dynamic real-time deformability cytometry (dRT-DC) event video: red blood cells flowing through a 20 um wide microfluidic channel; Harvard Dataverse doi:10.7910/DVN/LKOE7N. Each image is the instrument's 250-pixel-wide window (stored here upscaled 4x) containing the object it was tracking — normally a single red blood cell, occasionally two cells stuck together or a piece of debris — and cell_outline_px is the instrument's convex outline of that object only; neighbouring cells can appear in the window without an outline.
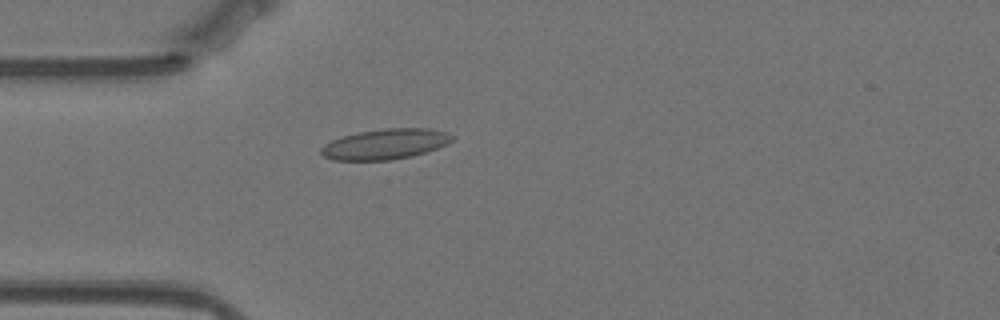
{"species": "Egyptian fruit bat (a non-hibernating species)", "species_latin": "Rousettus aegyptiacus", "temperature_condition": "warm", "stored_images_in_passage": 37, "camera_frame_rate_fps": 3000, "um_per_image_px": 0.085, "animal": {"sex": "female"}, "frame": {"image": 1, "passage_image": 2, "time_ms": 0.333, "image_size_px": [1000, 320], "cell_outline_px": [[456, 136], [448, 144], [412, 156], [388, 160], [332, 160], [324, 156], [320, 152], [320, 148], [324, 144], [332, 140], [344, 136], [360, 132], [384, 128], [428, 128], [448, 132]], "centroid_in_image_um": [32.77, 12.24], "position_along_channel_um": 52.2, "area_um2": 23.18}}
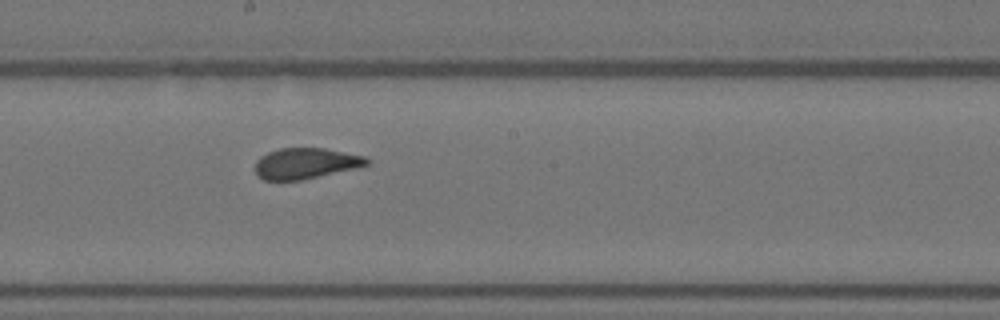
{"frame": {"image": 2, "passage_image": 17, "time_ms": 5.333, "image_size_px": [1000, 320], "cell_outline_px": [[372, 160], [368, 164], [352, 168], [300, 180], [264, 180], [256, 172], [256, 160], [260, 156], [268, 152], [280, 148], [324, 148], [364, 156]], "centroid_in_image_um": [25.95, 13.87], "position_along_channel_um": 222.2, "area_um2": 19.65}}
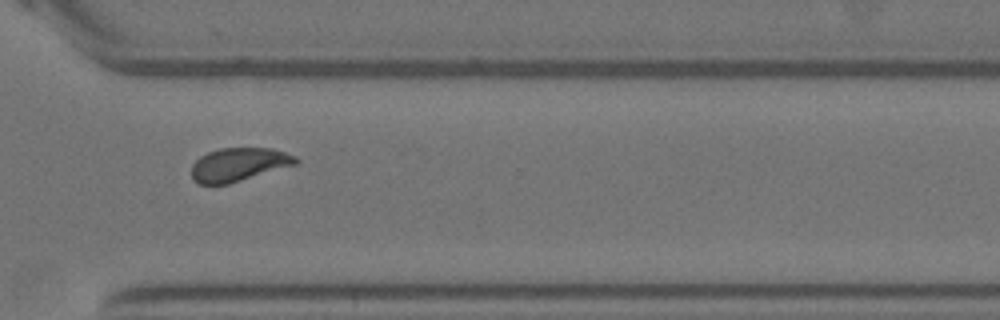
{"frame": {"image": 3, "passage_image": 28, "time_ms": 9.0, "image_size_px": [1000, 320], "cell_outline_px": [[300, 160], [296, 164], [228, 184], [200, 184], [192, 180], [192, 164], [200, 156], [208, 152], [220, 148], [272, 148], [296, 156]], "centroid_in_image_um": [20.28, 13.98], "position_along_channel_um": 350.3, "area_um2": 20.23}, "authors_computed_cell_mechanics": {"area_um2": 20.3456, "velocity_mm_per_s": 3.5074, "shape_relaxation_time_tau1_ms": 5.3494, "shape_relaxation_time_tau2_ms": null, "deformation_change_tau1": 0.1289, "deformation_change_tau2": null}}